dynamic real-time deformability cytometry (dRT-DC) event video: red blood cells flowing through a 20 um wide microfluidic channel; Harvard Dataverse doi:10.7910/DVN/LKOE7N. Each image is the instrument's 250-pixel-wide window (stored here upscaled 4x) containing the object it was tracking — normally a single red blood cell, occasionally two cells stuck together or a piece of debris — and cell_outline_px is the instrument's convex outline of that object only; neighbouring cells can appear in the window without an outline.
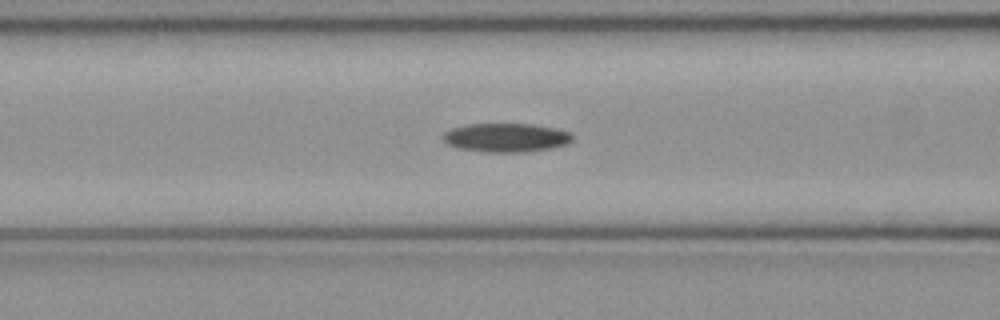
{"species": "common noctule bat (a hibernating species)", "species_latin": "Nyctalus noctula", "temperature_condition": "cold", "stored_images_in_passage": 52, "camera_frame_rate_fps": 3000, "um_per_image_px": 0.085, "animal": {"sex": "female", "body_mass_g": 21.9}, "frame": {"image": 1, "passage_image": 21, "time_ms": 6.667, "image_size_px": [1000, 320], "cell_outline_px": [[572, 140], [568, 144], [552, 148], [524, 152], [484, 152], [460, 148], [448, 144], [444, 140], [444, 132], [452, 128], [468, 124], [532, 124], [556, 128], [572, 132]], "centroid_in_image_um": [43.07, 11.69], "position_along_channel_um": 123.5, "area_um2": 21.73}}
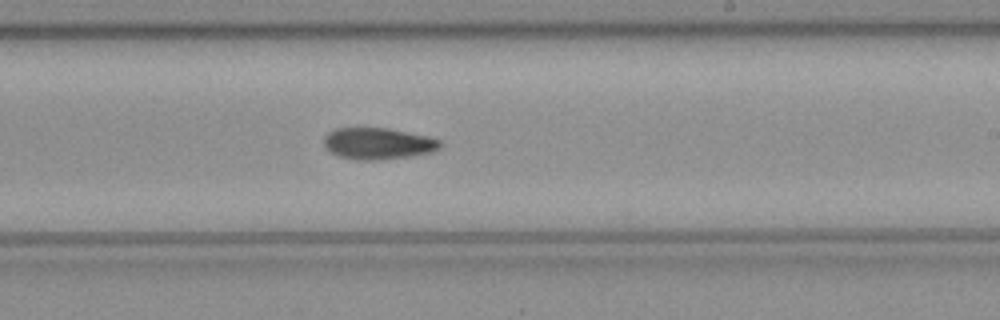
{"frame": {"image": 2, "passage_image": 31, "time_ms": 10.0, "image_size_px": [1000, 320], "cell_outline_px": [[440, 148], [432, 152], [412, 156], [380, 160], [356, 160], [340, 156], [324, 148], [324, 136], [328, 132], [336, 128], [388, 128], [428, 136], [440, 140]], "centroid_in_image_um": [32.12, 12.2], "position_along_channel_um": 256.9, "area_um2": 21.44}}
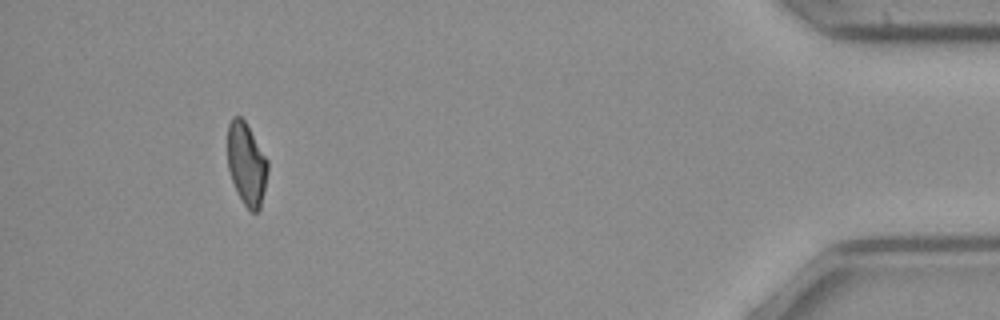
{"frame": {"image": 3, "passage_image": 48, "time_ms": 15.667, "image_size_px": [1000, 320], "cell_outline_px": [[268, 172], [264, 192], [260, 208], [256, 212], [252, 212], [244, 204], [236, 192], [228, 168], [228, 124], [232, 116], [240, 116], [244, 120], [268, 160]], "centroid_in_image_um": [20.95, 13.94], "position_along_channel_um": 414.2, "area_um2": 19.25}}